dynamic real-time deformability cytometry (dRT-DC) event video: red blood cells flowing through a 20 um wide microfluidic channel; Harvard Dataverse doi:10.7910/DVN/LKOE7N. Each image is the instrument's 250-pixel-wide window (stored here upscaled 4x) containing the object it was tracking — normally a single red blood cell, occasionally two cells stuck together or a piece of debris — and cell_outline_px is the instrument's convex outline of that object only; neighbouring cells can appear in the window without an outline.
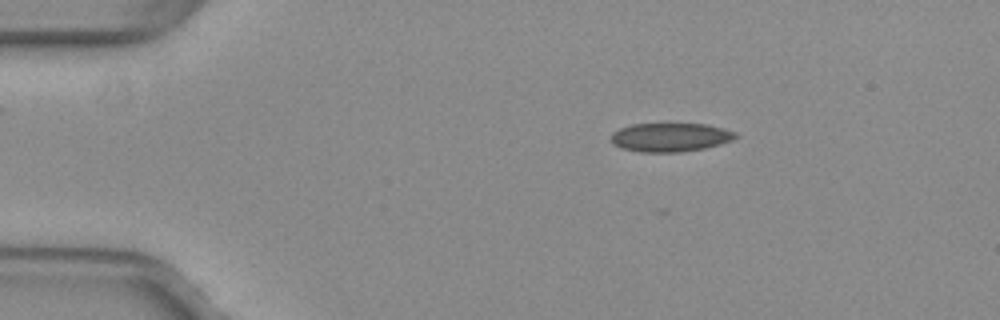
{"species": "common noctule bat (a hibernating species)", "species_latin": "Nyctalus noctula", "temperature_condition": "warm", "stored_images_in_passage": 44, "camera_frame_rate_fps": 3000, "um_per_image_px": 0.085, "animal": {"sex": "female", "body_mass_g": 29.2, "forearm_length_mm": 56.3}, "frame": {"image": 1, "passage_image": 1, "time_ms": 0.0, "image_size_px": [1000, 320], "cell_outline_px": [[740, 136], [732, 140], [720, 144], [704, 148], [680, 152], [640, 152], [620, 148], [612, 144], [612, 132], [620, 128], [632, 124], [708, 124], [724, 128], [736, 132]], "centroid_in_image_um": [56.99, 11.67], "position_along_channel_um": 28.0, "area_um2": 20.98}}
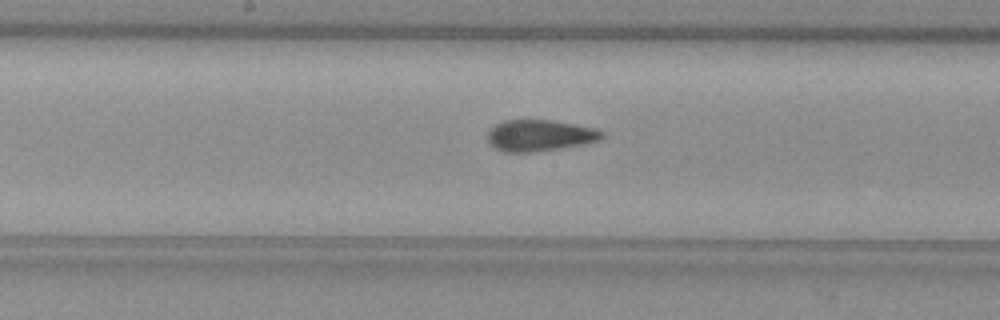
{"frame": {"image": 2, "passage_image": 19, "time_ms": 6.0, "image_size_px": [1000, 320], "cell_outline_px": [[604, 136], [600, 140], [588, 144], [564, 148], [532, 152], [504, 152], [496, 148], [488, 140], [488, 132], [496, 124], [504, 120], [552, 120], [596, 128], [604, 132]], "centroid_in_image_um": [45.94, 11.52], "position_along_channel_um": 202.3, "area_um2": 21.04}}
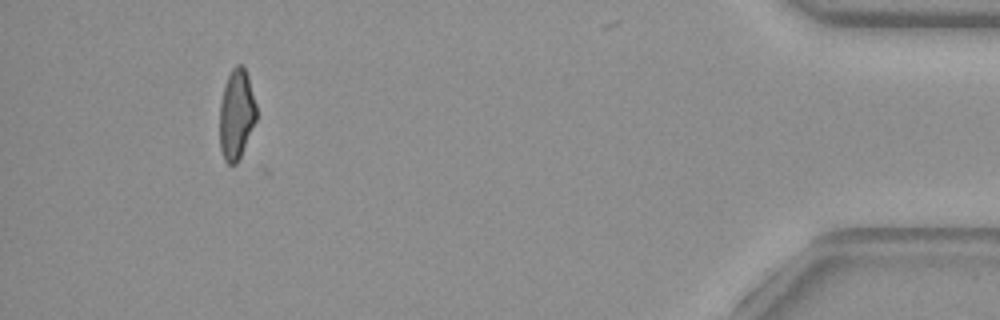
{"frame": {"image": 3, "passage_image": 40, "time_ms": 13.0, "image_size_px": [1000, 320], "cell_outline_px": [[256, 120], [240, 156], [236, 164], [228, 164], [224, 160], [220, 148], [220, 104], [224, 84], [232, 68], [236, 64], [240, 64], [244, 68], [248, 76], [256, 104]], "centroid_in_image_um": [20.08, 9.71], "position_along_channel_um": 415.1, "area_um2": 19.13}, "authors_computed_cell_mechanics": {"area_um2": 21.0392, "velocity_mm_per_s": 4.0135, "shape_relaxation_time_tau1_ms": 9.3652, "shape_relaxation_time_tau2_ms": 2.019, "deformation_change_tau1": 0.179, "deformation_change_tau2": 0.0793}}